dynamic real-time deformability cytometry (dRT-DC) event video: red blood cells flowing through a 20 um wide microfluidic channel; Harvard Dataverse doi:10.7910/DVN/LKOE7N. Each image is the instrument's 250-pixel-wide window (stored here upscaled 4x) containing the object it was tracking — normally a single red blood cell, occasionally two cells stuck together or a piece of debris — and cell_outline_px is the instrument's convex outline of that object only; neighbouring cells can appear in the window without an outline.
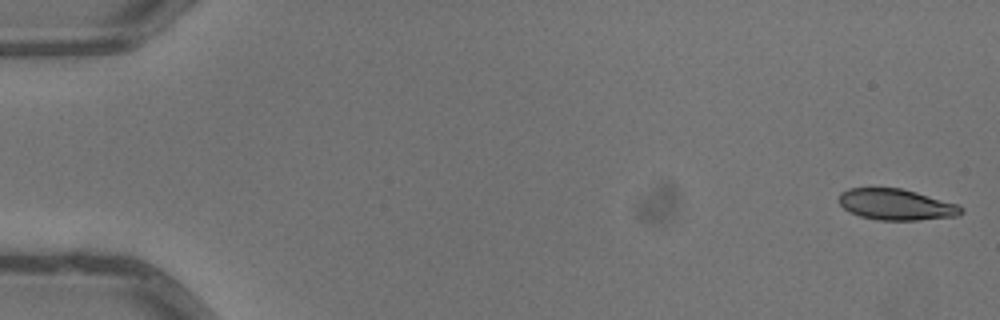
{"species": "common noctule bat (a hibernating species)", "species_latin": "Nyctalus noctula", "temperature_condition": "warm", "stored_images_in_passage": 6, "camera_frame_rate_fps": 3000, "um_per_image_px": 0.085, "animal": {"sex": "male", "body_mass_g": 13.3}, "frame": {"image": 1, "passage_image": 1, "time_ms": 0.0, "image_size_px": [1000, 320], "cell_outline_px": [[964, 212], [956, 216], [916, 220], [876, 220], [860, 216], [844, 208], [836, 200], [840, 192], [848, 188], [900, 188], [916, 192], [956, 204], [964, 208]], "centroid_in_image_um": [76.13, 17.38], "position_along_channel_um": 8.9, "area_um2": 22.08}}
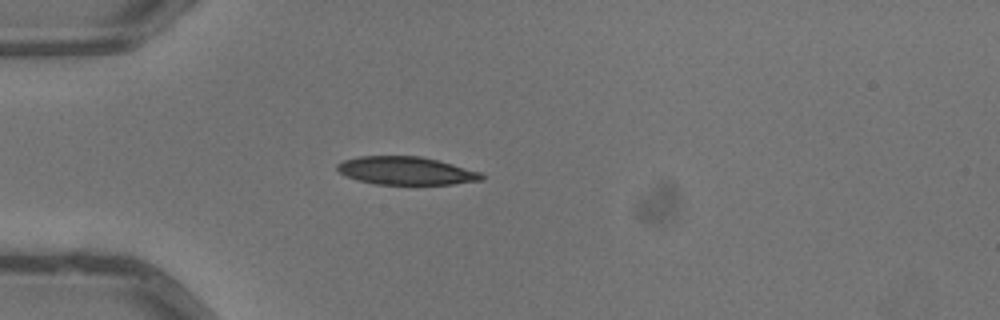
{"frame": {"image": 2, "passage_image": 5, "time_ms": 1.333, "image_size_px": [1000, 320], "cell_outline_px": [[484, 180], [452, 184], [376, 184], [356, 180], [344, 176], [336, 168], [336, 164], [344, 160], [360, 156], [420, 156], [452, 164], [480, 172], [484, 176]], "centroid_in_image_um": [34.48, 14.52], "position_along_channel_um": 50.5, "area_um2": 23.52}}